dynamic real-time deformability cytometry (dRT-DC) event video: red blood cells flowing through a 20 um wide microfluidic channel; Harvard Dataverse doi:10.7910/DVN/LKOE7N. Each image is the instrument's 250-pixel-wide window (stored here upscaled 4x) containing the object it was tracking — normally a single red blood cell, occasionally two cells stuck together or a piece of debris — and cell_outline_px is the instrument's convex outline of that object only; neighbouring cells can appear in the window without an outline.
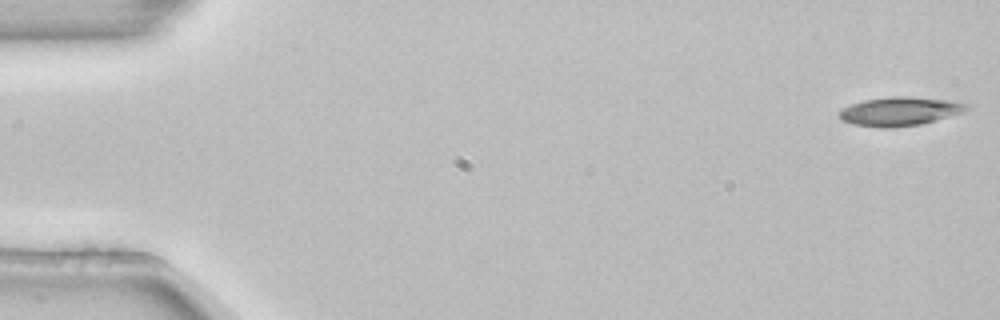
{"species": "common noctule bat (a hibernating species)", "species_latin": "Nyctalus noctula", "temperature_condition": "room temperature", "stored_images_in_passage": 5, "camera_frame_rate_fps": 3000, "um_per_image_px": 0.085, "animal": {"sex": "female", "body_mass_g": 22.7, "forearm_length_mm": 54.2}, "frame": {"image": 1, "passage_image": 1, "time_ms": 0.0, "image_size_px": [1000, 320], "cell_outline_px": [[972, 108], [964, 112], [920, 124], [888, 128], [884, 128], [852, 124], [844, 120], [840, 116], [840, 112], [844, 108], [852, 104], [864, 100], [892, 96], [908, 96], [948, 100], [968, 104]], "centroid_in_image_um": [76.53, 9.46], "position_along_channel_um": 8.5, "area_um2": 21.1}}
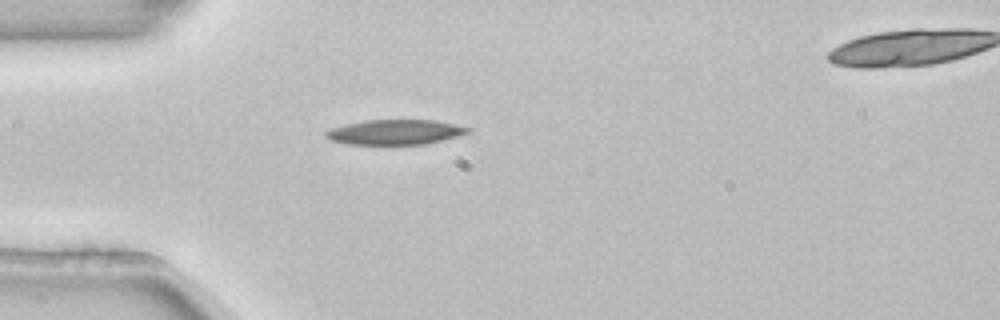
{"frame": {"image": 2, "passage_image": 4, "time_ms": 1.0, "image_size_px": [1000, 320], "cell_outline_px": [[472, 132], [460, 136], [424, 144], [348, 144], [332, 140], [324, 136], [324, 132], [328, 128], [344, 124], [364, 120], [436, 120], [472, 128]], "centroid_in_image_um": [33.59, 11.22], "position_along_channel_um": 51.4, "area_um2": 20.87}}